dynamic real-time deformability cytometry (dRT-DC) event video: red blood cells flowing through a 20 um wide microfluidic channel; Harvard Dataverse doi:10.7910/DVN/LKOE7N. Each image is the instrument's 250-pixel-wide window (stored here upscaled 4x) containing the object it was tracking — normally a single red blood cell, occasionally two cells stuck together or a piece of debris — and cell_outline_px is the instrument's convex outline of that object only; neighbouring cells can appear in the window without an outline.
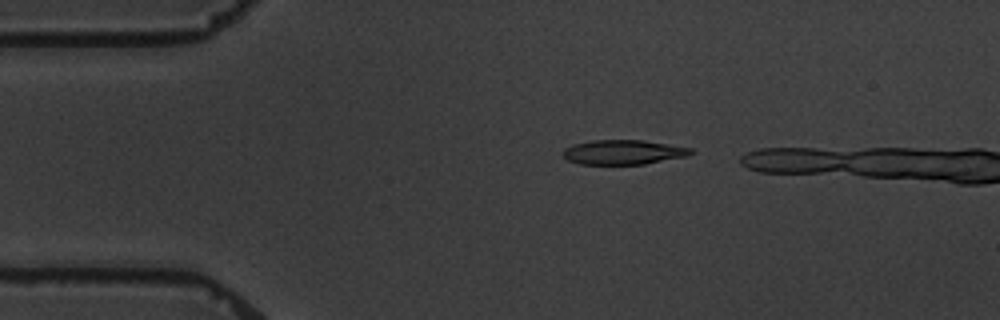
{"species": "common noctule bat (a hibernating species)", "species_latin": "Nyctalus noctula", "temperature_condition": "warm", "stored_images_in_passage": 3, "camera_frame_rate_fps": 3000, "um_per_image_px": 0.085, "animal": {"sex": "male", "body_mass_g": 19.5, "forearm_length_mm": 54.6}, "frame": {"image": 1, "passage_image": 1, "time_ms": 0.0, "image_size_px": [1000, 320], "cell_outline_px": [[696, 152], [684, 156], [644, 164], [580, 164], [568, 160], [564, 156], [564, 148], [572, 144], [592, 140], [644, 140], [692, 148]], "centroid_in_image_um": [52.97, 12.92], "position_along_channel_um": 32.0, "area_um2": 18.21}}